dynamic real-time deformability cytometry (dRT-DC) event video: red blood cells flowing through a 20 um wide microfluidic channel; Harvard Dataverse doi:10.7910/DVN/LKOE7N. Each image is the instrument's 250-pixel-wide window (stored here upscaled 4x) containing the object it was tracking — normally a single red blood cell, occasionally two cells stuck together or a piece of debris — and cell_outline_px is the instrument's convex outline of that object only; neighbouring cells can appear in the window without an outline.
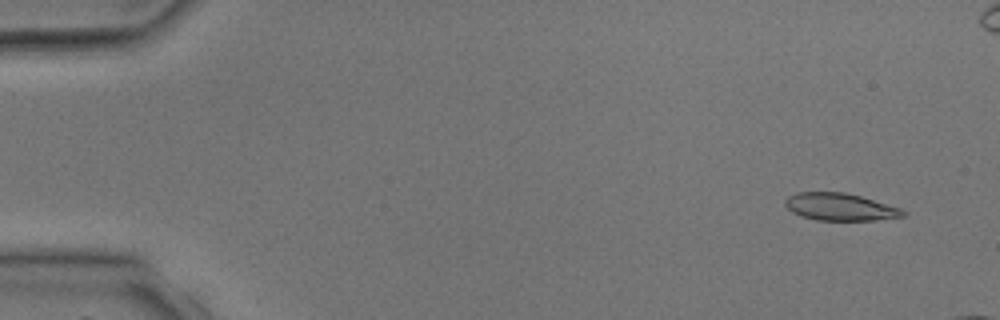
{"species": "common noctule bat (a hibernating species)", "species_latin": "Nyctalus noctula", "temperature_condition": "room temperature", "stored_images_in_passage": 4, "camera_frame_rate_fps": 3000, "um_per_image_px": 0.085, "animal": {"sex": "male", "body_mass_g": 17.9, "forearm_length_mm": 54.2}, "frame": {"image": 1, "passage_image": 1, "time_ms": 0.0, "image_size_px": [1000, 320], "cell_outline_px": [[908, 212], [904, 216], [872, 220], [816, 220], [800, 216], [792, 212], [784, 204], [784, 200], [788, 196], [796, 192], [844, 192], [860, 196], [900, 208]], "centroid_in_image_um": [71.36, 17.58], "position_along_channel_um": 13.6, "area_um2": 18.73}}